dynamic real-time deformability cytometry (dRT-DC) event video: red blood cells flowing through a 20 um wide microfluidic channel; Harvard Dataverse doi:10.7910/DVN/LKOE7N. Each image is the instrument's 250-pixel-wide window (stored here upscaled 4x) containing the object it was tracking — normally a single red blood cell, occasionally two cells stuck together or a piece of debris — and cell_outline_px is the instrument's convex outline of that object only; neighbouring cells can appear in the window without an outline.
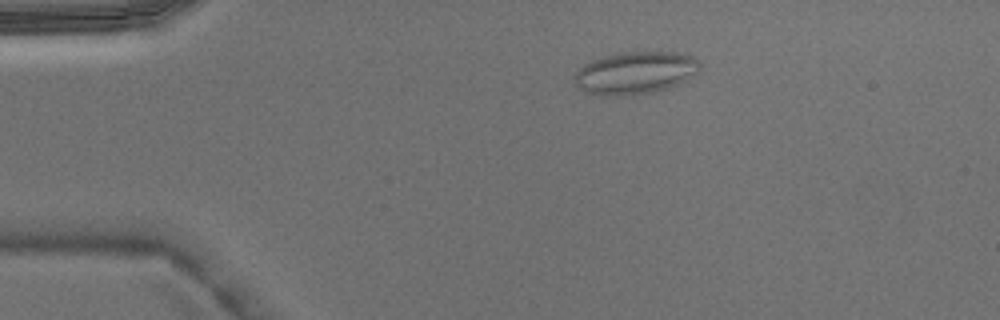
{"species": "Egyptian fruit bat (a non-hibernating species)", "species_latin": "Rousettus aegyptiacus", "temperature_condition": "warm", "stored_images_in_passage": 2, "camera_frame_rate_fps": 3000, "um_per_image_px": 0.085, "animal": {"sex": "male"}, "frame": {"image": 1, "passage_image": 1, "time_ms": 0.0, "image_size_px": [1000, 320], "cell_outline_px": [[700, 72], [668, 88], [652, 92], [628, 96], [600, 96], [584, 92], [576, 84], [572, 76], [584, 64], [600, 56], [620, 52], [676, 52], [692, 56], [700, 64]], "centroid_in_image_um": [53.95, 6.2], "position_along_channel_um": 31.0, "area_um2": 31.33}}